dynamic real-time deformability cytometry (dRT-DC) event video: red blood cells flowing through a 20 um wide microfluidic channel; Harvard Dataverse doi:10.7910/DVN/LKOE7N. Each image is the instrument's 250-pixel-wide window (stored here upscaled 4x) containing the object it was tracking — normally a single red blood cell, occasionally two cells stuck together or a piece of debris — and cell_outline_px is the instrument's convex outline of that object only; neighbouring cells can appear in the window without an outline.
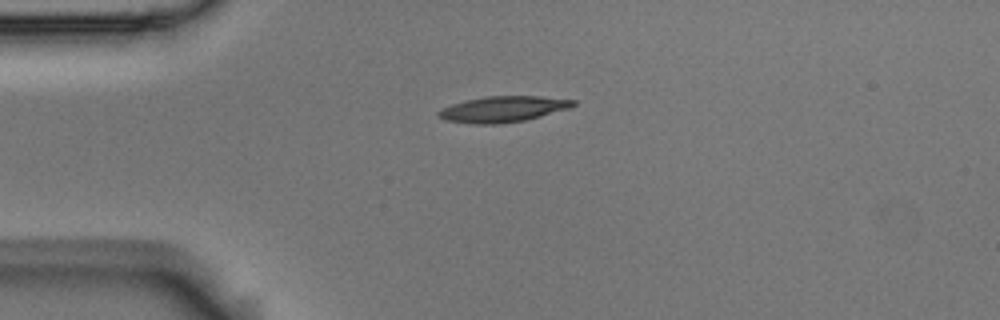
{"species": "Egyptian fruit bat (a non-hibernating species)", "species_latin": "Rousettus aegyptiacus", "temperature_condition": "room temperature", "stored_images_in_passage": 2, "camera_frame_rate_fps": 3000, "um_per_image_px": 0.085, "animal": {"sex": "male"}, "frame": {"image": 1, "passage_image": 1, "time_ms": 0.0, "image_size_px": [1000, 320], "cell_outline_px": [[576, 104], [568, 108], [540, 116], [524, 120], [496, 124], [472, 124], [444, 120], [436, 116], [436, 112], [452, 104], [484, 96], [540, 96], [576, 100]], "centroid_in_image_um": [42.72, 9.28], "position_along_channel_um": 42.3, "area_um2": 20.17}}